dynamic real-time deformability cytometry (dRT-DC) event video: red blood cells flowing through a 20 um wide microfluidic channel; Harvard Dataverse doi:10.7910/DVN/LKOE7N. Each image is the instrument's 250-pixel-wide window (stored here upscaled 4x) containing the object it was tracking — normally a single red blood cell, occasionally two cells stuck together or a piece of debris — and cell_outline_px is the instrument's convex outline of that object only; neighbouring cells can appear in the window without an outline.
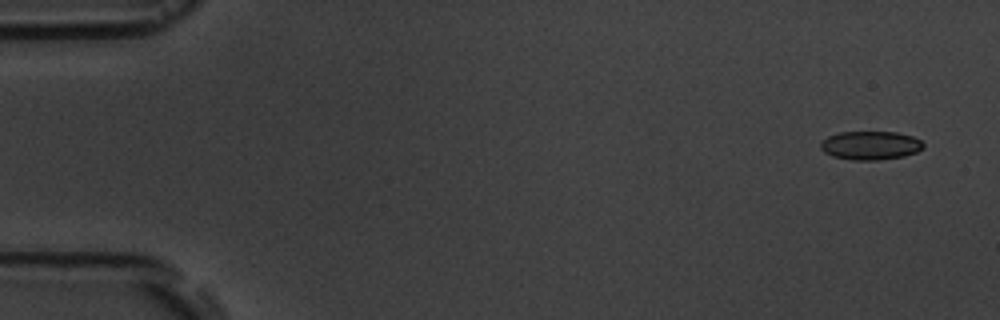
{"species": "common noctule bat (a hibernating species)", "species_latin": "Nyctalus noctula", "temperature_condition": "room temperature", "stored_images_in_passage": 3, "camera_frame_rate_fps": 3000, "um_per_image_px": 0.085, "animal": {"sex": "male", "body_mass_g": 19.5, "forearm_length_mm": 54.6}, "frame": {"image": 1, "passage_image": 1, "time_ms": 0.0, "image_size_px": [1000, 320], "cell_outline_px": [[924, 148], [916, 152], [904, 156], [876, 160], [852, 160], [832, 156], [824, 152], [820, 148], [820, 144], [828, 136], [840, 132], [896, 132], [912, 136], [920, 140], [924, 144]], "centroid_in_image_um": [73.99, 12.36], "position_along_channel_um": 11.0, "area_um2": 17.11}}
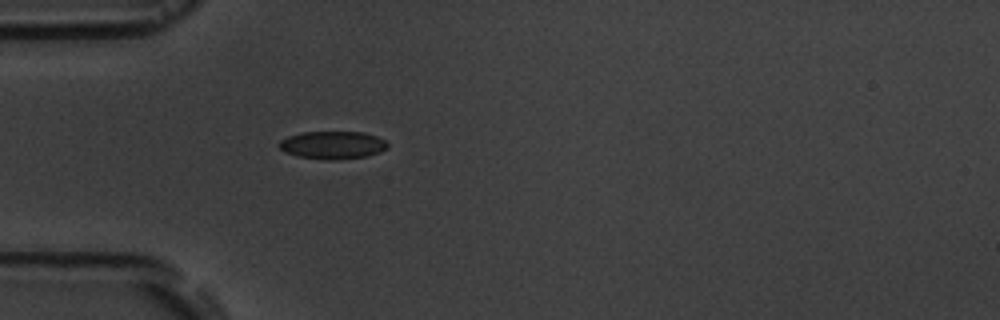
{"frame": {"image": 2, "passage_image": 3, "time_ms": 4.667, "image_size_px": [1000, 320], "cell_outline_px": [[388, 148], [380, 152], [368, 156], [336, 160], [324, 160], [296, 156], [284, 152], [276, 144], [280, 140], [288, 136], [300, 132], [364, 132], [376, 136], [384, 140], [388, 144]], "centroid_in_image_um": [28.24, 12.33], "position_along_channel_um": 56.8, "area_um2": 17.86}}